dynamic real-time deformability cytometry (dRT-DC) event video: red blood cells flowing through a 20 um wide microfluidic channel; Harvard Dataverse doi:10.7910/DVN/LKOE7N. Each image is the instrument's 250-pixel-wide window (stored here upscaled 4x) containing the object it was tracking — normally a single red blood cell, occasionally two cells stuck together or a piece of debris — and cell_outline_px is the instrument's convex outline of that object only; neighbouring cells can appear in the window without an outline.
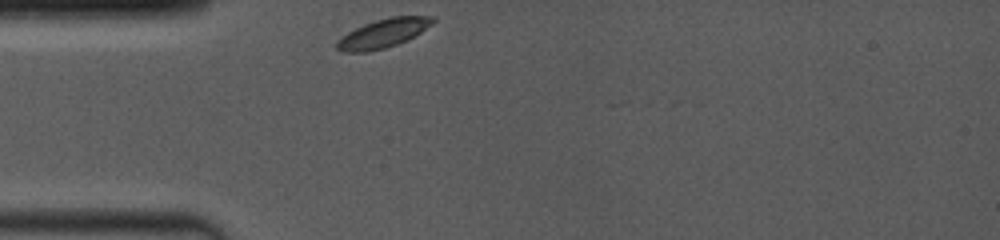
{"species": "common noctule bat (a hibernating species)", "species_latin": "Nyctalus noctula", "temperature_condition": "room temperature", "stored_images_in_passage": 21, "camera_frame_rate_fps": 4000, "um_per_image_px": 0.085, "animal": {"sex": "female", "body_mass_g": 19.0, "forearm_length_mm": 53.3}, "frame": {"image": 1, "passage_image": 1, "time_ms": 0.0, "image_size_px": [1000, 240], "cell_outline_px": [[436, 20], [432, 24], [420, 32], [396, 44], [384, 48], [364, 52], [344, 52], [336, 48], [336, 40], [340, 36], [364, 24], [376, 20], [392, 16], [436, 16]], "centroid_in_image_um": [32.54, 2.82], "position_along_channel_um": 52.5, "area_um2": 15.9}}
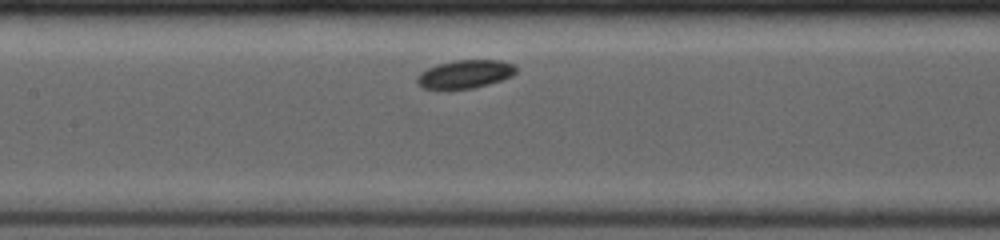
{"frame": {"image": 2, "passage_image": 13, "time_ms": 3.25, "image_size_px": [1000, 240], "cell_outline_px": [[516, 72], [512, 76], [488, 84], [472, 88], [424, 88], [416, 84], [416, 80], [420, 72], [436, 64], [452, 60], [500, 60], [512, 64], [516, 68]], "centroid_in_image_um": [39.51, 6.28], "position_along_channel_um": 167.9, "area_um2": 16.13}}
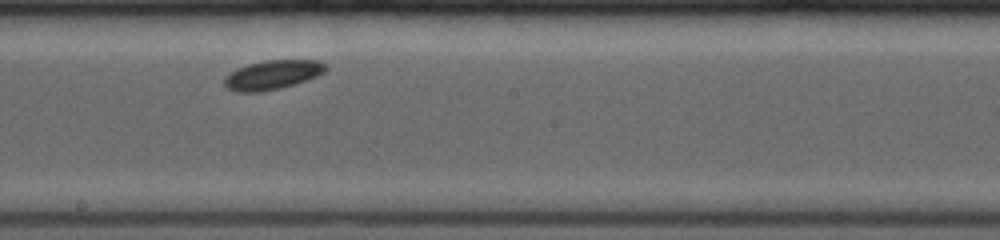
{"frame": {"image": 3, "passage_image": 18, "time_ms": 4.75, "image_size_px": [1000, 240], "cell_outline_px": [[328, 68], [324, 72], [316, 76], [280, 88], [260, 92], [236, 92], [228, 88], [224, 84], [224, 76], [248, 64], [264, 60], [316, 60], [324, 64]], "centroid_in_image_um": [23.13, 6.36], "position_along_channel_um": 225.1, "area_um2": 16.94}}